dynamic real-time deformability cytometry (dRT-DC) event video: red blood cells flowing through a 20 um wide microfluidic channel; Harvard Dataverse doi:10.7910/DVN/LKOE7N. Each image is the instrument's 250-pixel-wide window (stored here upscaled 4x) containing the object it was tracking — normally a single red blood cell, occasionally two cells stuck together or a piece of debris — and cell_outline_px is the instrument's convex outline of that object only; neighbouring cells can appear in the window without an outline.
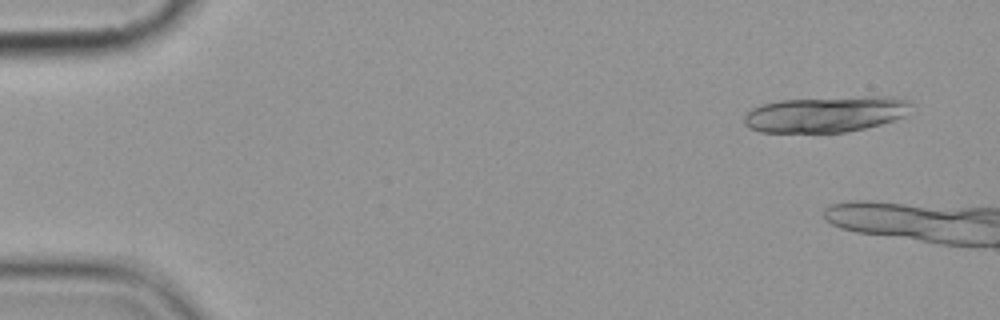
{"species": "common noctule bat (a hibernating species)", "species_latin": "Nyctalus noctula", "temperature_condition": "cold", "stored_images_in_passage": 6, "segment_of_instrument_passage": [2, 2], "camera_frame_rate_fps": 3000, "um_per_image_px": 0.085, "animal": {"sex": "female", "body_mass_g": 19.9}, "frame": {"image": 1, "passage_image": 6, "time_ms": 6.667, "image_size_px": [1000, 320], "cell_outline_px": [[916, 112], [908, 116], [880, 124], [848, 132], [760, 132], [748, 128], [744, 124], [744, 116], [752, 108], [760, 104], [780, 100], [872, 96], [892, 96], [908, 100], [912, 104]], "centroid_in_image_um": [70.27, 9.7], "position_along_channel_um": 14.7, "area_um2": 35.55}}